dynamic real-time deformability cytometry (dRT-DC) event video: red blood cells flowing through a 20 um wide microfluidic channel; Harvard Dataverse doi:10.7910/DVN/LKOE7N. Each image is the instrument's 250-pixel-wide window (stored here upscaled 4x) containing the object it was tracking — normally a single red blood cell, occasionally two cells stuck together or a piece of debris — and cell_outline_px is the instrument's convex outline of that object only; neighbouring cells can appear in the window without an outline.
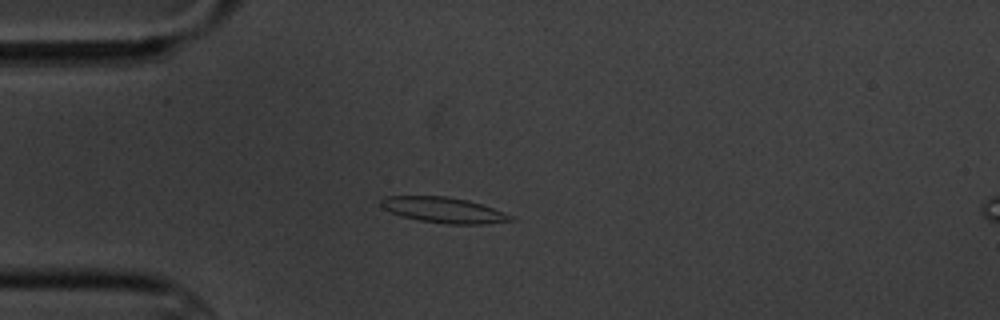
{"species": "common noctule bat (a hibernating species)", "species_latin": "Nyctalus noctula", "temperature_condition": "cold", "stored_images_in_passage": 7, "camera_frame_rate_fps": 3000, "um_per_image_px": 0.085, "animal": {"sex": "male", "body_mass_g": 20.1, "forearm_length_mm": 53.5}, "frame": {"image": 1, "passage_image": 3, "time_ms": 2.333, "image_size_px": [1000, 320], "cell_outline_px": [[516, 220], [484, 224], [452, 224], [420, 220], [400, 216], [384, 208], [380, 204], [380, 200], [388, 196], [444, 196], [468, 200], [504, 212], [512, 216]], "centroid_in_image_um": [37.72, 17.85], "position_along_channel_um": 47.3, "area_um2": 19.07}}
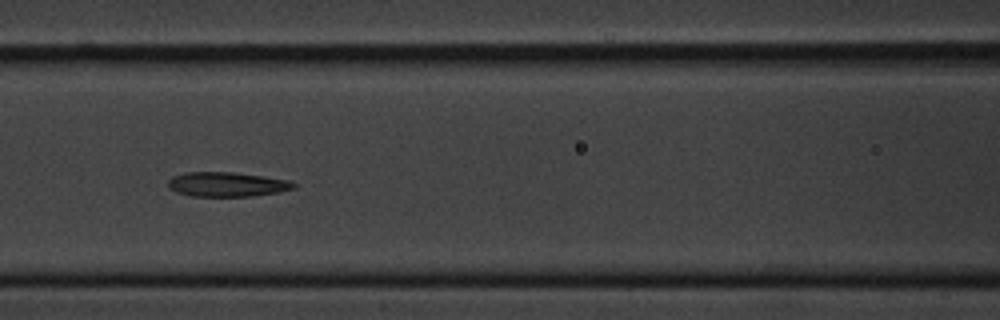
{"frame": {"image": 2, "passage_image": 6, "time_ms": 5.667, "image_size_px": [1000, 320], "cell_outline_px": [[296, 188], [280, 192], [252, 196], [192, 196], [176, 192], [168, 188], [168, 180], [172, 176], [184, 172], [232, 172], [264, 176], [288, 180], [296, 184]], "centroid_in_image_um": [19.28, 15.67], "position_along_channel_um": 147.3, "area_um2": 18.09}}
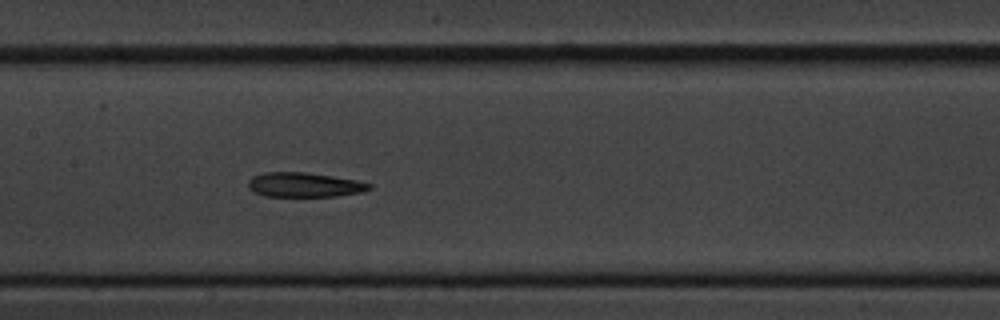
{"frame": {"image": 3, "passage_image": 7, "time_ms": 6.667, "image_size_px": [1000, 320], "cell_outline_px": [[372, 188], [364, 192], [336, 196], [264, 196], [252, 192], [248, 188], [248, 180], [252, 176], [264, 172], [304, 172], [332, 176], [356, 180], [372, 184]], "centroid_in_image_um": [25.85, 15.71], "position_along_channel_um": 181.6, "area_um2": 17.46}}